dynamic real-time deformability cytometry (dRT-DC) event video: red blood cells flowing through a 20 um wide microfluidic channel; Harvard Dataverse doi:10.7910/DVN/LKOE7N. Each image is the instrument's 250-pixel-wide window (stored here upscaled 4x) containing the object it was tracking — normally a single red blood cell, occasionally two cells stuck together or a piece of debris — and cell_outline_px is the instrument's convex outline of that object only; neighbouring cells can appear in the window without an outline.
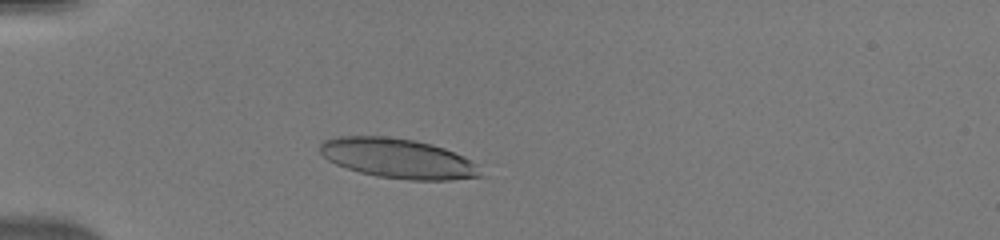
{"species": "human", "species_latin": "Homo sapiens", "temperature_condition": "warm", "stored_images_in_passage": 38, "camera_frame_rate_fps": 3000, "um_per_image_px": 0.085, "donor": {"sex": "male"}, "frame": {"image": 1, "passage_image": 3, "time_ms": 0.667, "image_size_px": [1000, 240], "cell_outline_px": [[484, 176], [452, 180], [408, 180], [376, 176], [360, 172], [336, 164], [328, 160], [320, 152], [320, 144], [324, 140], [336, 136], [388, 136], [416, 140], [432, 144], [444, 148], [464, 156], [472, 160], [476, 164]], "centroid_in_image_um": [33.85, 13.46], "position_along_channel_um": 51.2, "area_um2": 37.4}}
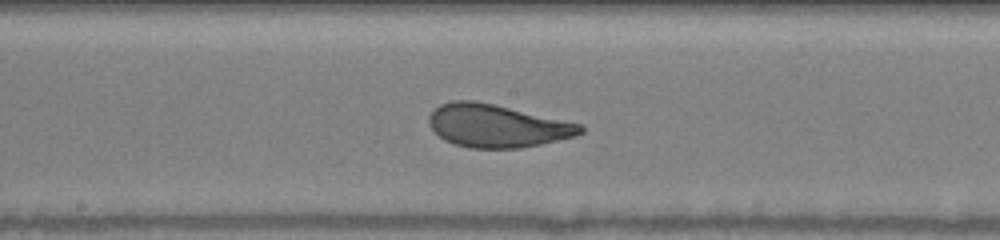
{"frame": {"image": 2, "passage_image": 16, "time_ms": 5.0, "image_size_px": [1000, 240], "cell_outline_px": [[584, 132], [572, 136], [540, 144], [520, 148], [468, 148], [444, 140], [428, 124], [428, 116], [440, 104], [452, 100], [476, 100], [580, 124], [584, 128]], "centroid_in_image_um": [42.19, 10.69], "position_along_channel_um": 206.0, "area_um2": 37.4}}
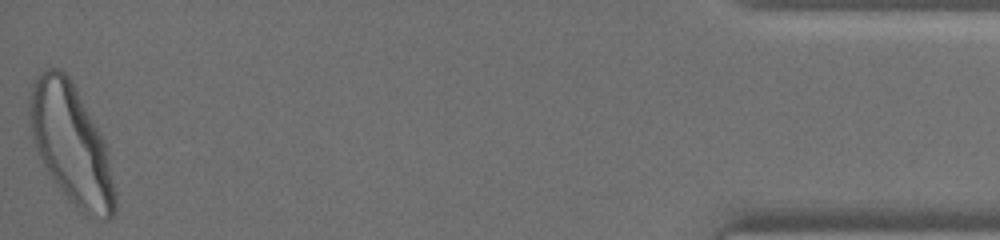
{"frame": {"image": 3, "passage_image": 38, "time_ms": 12.333, "image_size_px": [1000, 240], "cell_outline_px": [[116, 212], [108, 220], [104, 220], [84, 216], [80, 212], [48, 172], [36, 148], [32, 136], [28, 116], [28, 100], [32, 84], [36, 76], [44, 68], [60, 68], [72, 80], [104, 144], [116, 192]], "centroid_in_image_um": [6.03, 12.26], "position_along_channel_um": 429.2, "area_um2": 58.67}}